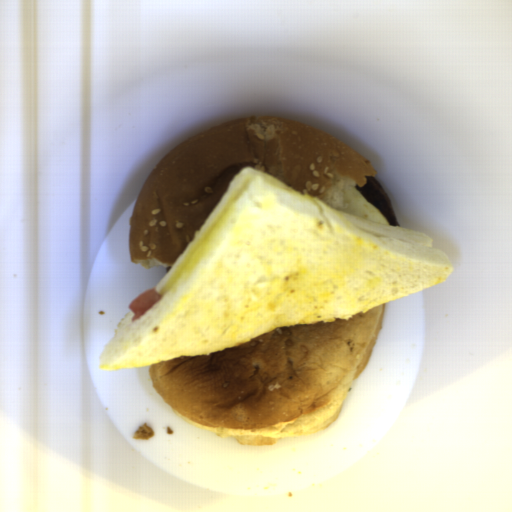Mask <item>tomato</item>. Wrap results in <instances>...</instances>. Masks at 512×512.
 Wrapping results in <instances>:
<instances>
[{
  "instance_id": "512abeb7",
  "label": "tomato",
  "mask_w": 512,
  "mask_h": 512,
  "mask_svg": "<svg viewBox=\"0 0 512 512\" xmlns=\"http://www.w3.org/2000/svg\"><path fill=\"white\" fill-rule=\"evenodd\" d=\"M162 296H159L158 291L155 288H150L145 292L134 297L130 305L128 306L130 311L133 312L130 320H136L150 309H152L157 303L161 301Z\"/></svg>"
}]
</instances>
